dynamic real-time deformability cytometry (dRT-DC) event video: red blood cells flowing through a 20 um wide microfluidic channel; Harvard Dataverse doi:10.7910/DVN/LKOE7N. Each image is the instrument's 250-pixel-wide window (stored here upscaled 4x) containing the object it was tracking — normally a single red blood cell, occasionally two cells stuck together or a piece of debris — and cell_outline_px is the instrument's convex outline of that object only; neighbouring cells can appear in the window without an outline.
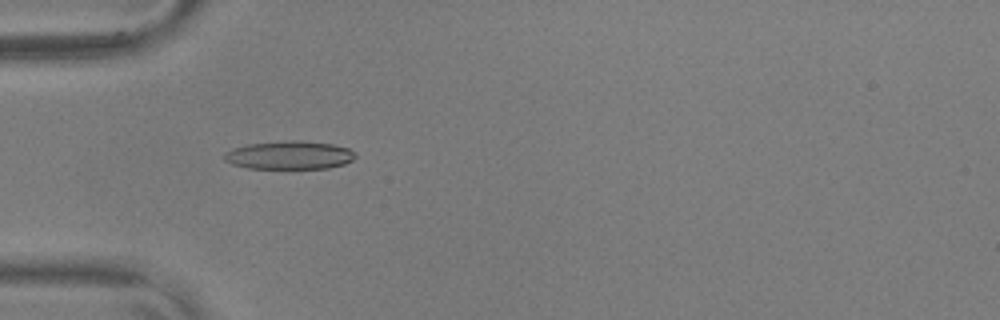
{"species": "common noctule bat (a hibernating species)", "species_latin": "Nyctalus noctula", "temperature_condition": "warm", "stored_images_in_passage": 56, "camera_frame_rate_fps": 3000, "um_per_image_px": 0.085, "animal": {"sex": "male", "body_mass_g": 17.9, "forearm_length_mm": 54.2}, "frame": {"image": 1, "passage_image": 18, "time_ms": 5.667, "image_size_px": [1000, 320], "cell_outline_px": [[356, 156], [352, 160], [344, 164], [328, 168], [248, 168], [232, 164], [224, 160], [224, 152], [232, 148], [248, 144], [292, 140], [300, 140], [332, 144], [348, 148], [356, 152]], "centroid_in_image_um": [24.6, 13.18], "position_along_channel_um": 60.4, "area_um2": 21.62}}
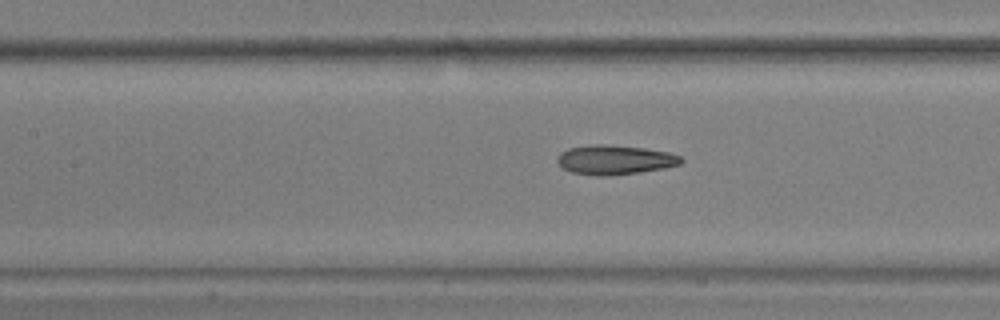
{"frame": {"image": 2, "passage_image": 26, "time_ms": 8.333, "image_size_px": [1000, 320], "cell_outline_px": [[684, 160], [680, 164], [664, 168], [640, 172], [608, 176], [596, 176], [572, 172], [564, 168], [556, 160], [556, 156], [560, 152], [568, 148], [596, 144], [604, 144], [644, 148], [668, 152], [680, 156]], "centroid_in_image_um": [52.25, 13.58], "position_along_channel_um": 155.2, "area_um2": 21.21}}
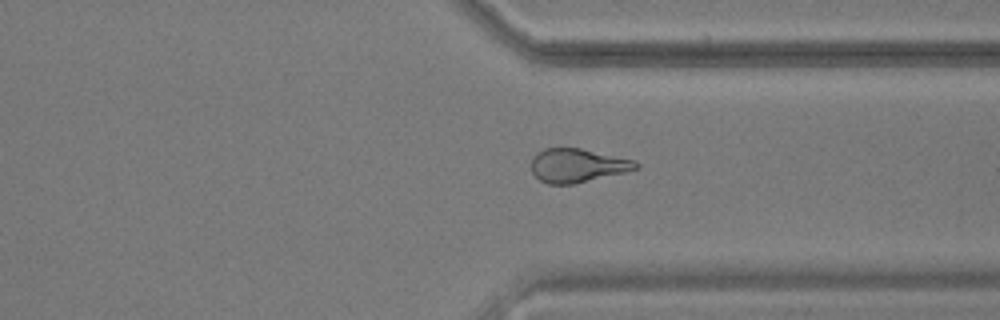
{"frame": {"image": 3, "passage_image": 43, "time_ms": 14.0, "image_size_px": [1000, 320], "cell_outline_px": [[640, 168], [624, 172], [572, 184], [548, 184], [540, 180], [532, 172], [532, 156], [536, 152], [544, 148], [580, 148], [636, 160], [640, 164]], "centroid_in_image_um": [49.08, 14.05], "position_along_channel_um": 362.3, "area_um2": 20.52}, "authors_computed_cell_mechanics": {"area_um2": 21.3571, "velocity_mm_per_s": 3.6596, "shape_relaxation_time_tau1_ms": 10.0277, "shape_relaxation_time_tau2_ms": 3.1517, "deformation_change_tau1": 0.2215, "deformation_change_tau2": 0.1275}}